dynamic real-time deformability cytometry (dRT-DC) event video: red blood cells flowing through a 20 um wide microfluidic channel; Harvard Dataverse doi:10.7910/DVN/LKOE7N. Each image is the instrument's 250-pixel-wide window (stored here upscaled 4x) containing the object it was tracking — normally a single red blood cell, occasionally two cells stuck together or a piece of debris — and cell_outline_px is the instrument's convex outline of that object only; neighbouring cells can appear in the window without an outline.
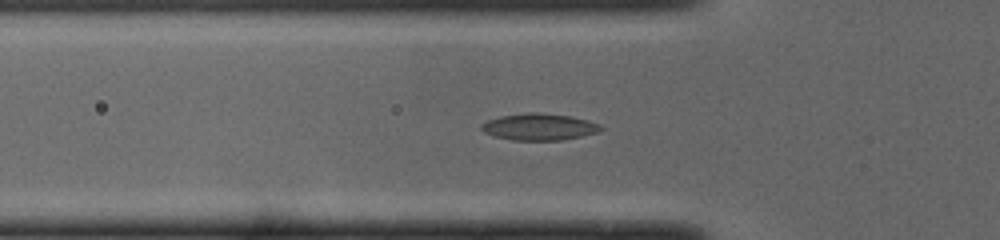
{"species": "common noctule bat (a hibernating species)", "species_latin": "Nyctalus noctula", "temperature_condition": "cold", "stored_images_in_passage": 46, "camera_frame_rate_fps": 3000, "um_per_image_px": 0.085, "animal": {"sex": "male", "body_mass_g": 19.0, "forearm_length_mm": 50.8}, "frame": {"image": 1, "passage_image": 16, "time_ms": 5.0, "image_size_px": [1000, 240], "cell_outline_px": [[604, 128], [600, 132], [560, 140], [512, 140], [496, 136], [484, 132], [480, 128], [480, 124], [488, 120], [500, 116], [528, 112], [536, 112], [572, 116], [588, 120], [600, 124]], "centroid_in_image_um": [45.85, 10.77], "position_along_channel_um": 80.0, "area_um2": 18.61}}
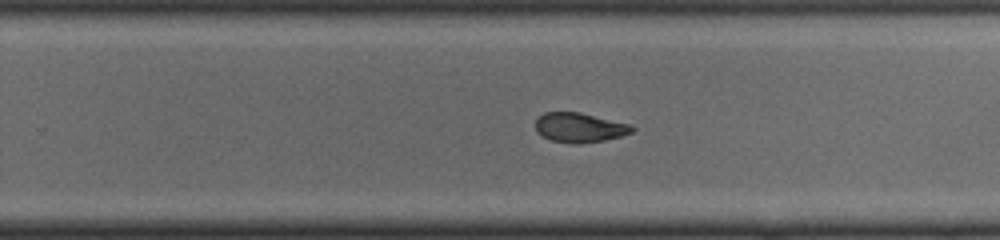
{"frame": {"image": 2, "passage_image": 31, "time_ms": 10.0, "image_size_px": [1000, 240], "cell_outline_px": [[636, 128], [632, 132], [620, 136], [604, 140], [580, 144], [572, 144], [552, 140], [536, 132], [536, 120], [544, 112], [580, 112], [632, 124]], "centroid_in_image_um": [49.29, 10.84], "position_along_channel_um": 280.5, "area_um2": 16.7}}
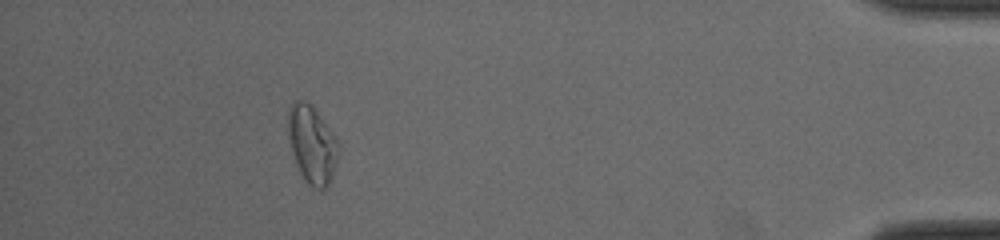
{"frame": {"image": 3, "passage_image": 45, "time_ms": 14.667, "image_size_px": [1000, 240], "cell_outline_px": [[340, 152], [328, 188], [312, 188], [304, 180], [296, 164], [288, 140], [288, 108], [296, 100], [304, 100], [312, 104], [336, 136], [340, 144]], "centroid_in_image_um": [26.54, 12.27], "position_along_channel_um": 408.7, "area_um2": 23.29}}